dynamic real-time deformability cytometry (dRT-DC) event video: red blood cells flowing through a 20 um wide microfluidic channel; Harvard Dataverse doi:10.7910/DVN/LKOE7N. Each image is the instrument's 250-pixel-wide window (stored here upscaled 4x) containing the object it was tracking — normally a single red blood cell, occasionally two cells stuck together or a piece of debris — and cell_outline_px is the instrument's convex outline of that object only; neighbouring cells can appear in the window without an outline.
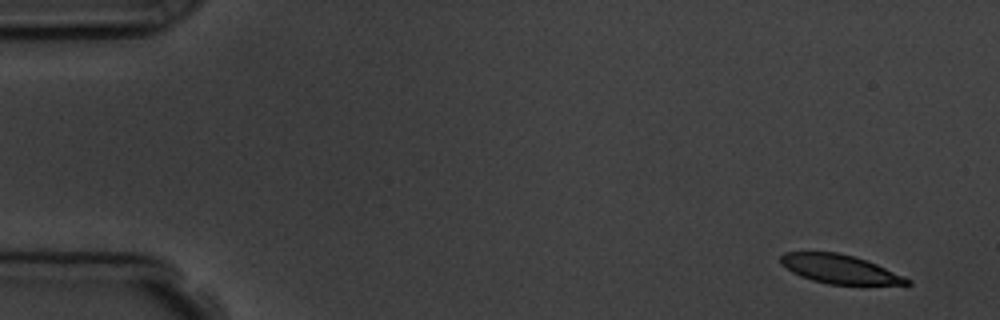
{"species": "common noctule bat (a hibernating species)", "species_latin": "Nyctalus noctula", "temperature_condition": "room temperature", "stored_images_in_passage": 4, "camera_frame_rate_fps": 3000, "um_per_image_px": 0.085, "animal": {"sex": "male", "body_mass_g": 19.5, "forearm_length_mm": 54.6}, "frame": {"image": 1, "passage_image": 1, "time_ms": 0.0, "image_size_px": [1000, 320], "cell_outline_px": [[912, 284], [828, 284], [812, 280], [800, 276], [792, 272], [780, 264], [780, 256], [784, 252], [836, 252], [852, 256], [876, 264], [904, 276], [912, 280]], "centroid_in_image_um": [71.33, 22.87], "position_along_channel_um": 13.7, "area_um2": 20.98}}
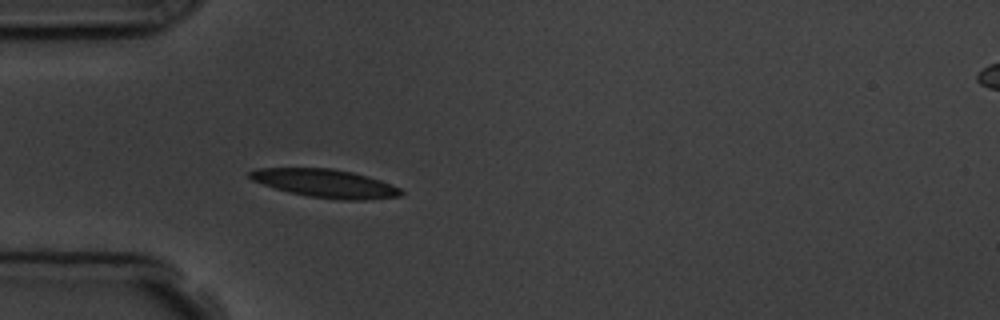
{"frame": {"image": 2, "passage_image": 4, "time_ms": 4.333, "image_size_px": [1000, 320], "cell_outline_px": [[404, 192], [400, 196], [364, 200], [344, 200], [308, 196], [288, 192], [252, 180], [248, 176], [248, 172], [256, 168], [332, 168], [352, 172], [368, 176], [380, 180], [400, 188]], "centroid_in_image_um": [27.65, 15.58], "position_along_channel_um": 57.3, "area_um2": 24.8}}